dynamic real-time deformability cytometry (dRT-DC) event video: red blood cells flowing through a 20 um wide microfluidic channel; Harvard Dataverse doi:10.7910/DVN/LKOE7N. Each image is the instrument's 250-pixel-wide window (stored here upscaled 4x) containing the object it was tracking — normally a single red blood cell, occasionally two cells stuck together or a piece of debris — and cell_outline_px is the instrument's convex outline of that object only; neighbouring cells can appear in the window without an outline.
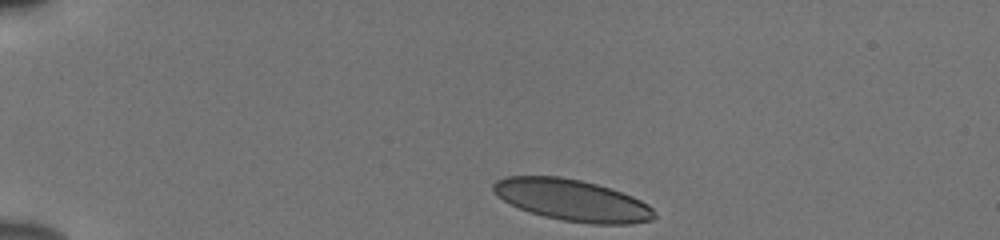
{"species": "human", "species_latin": "Homo sapiens", "temperature_condition": "cold", "stored_images_in_passage": 39, "camera_frame_rate_fps": 3000, "um_per_image_px": 0.085, "donor": {"sex": "male"}, "frame": {"image": 1, "passage_image": 1, "time_ms": 0.0, "image_size_px": [1000, 240], "cell_outline_px": [[656, 216], [652, 220], [632, 224], [592, 224], [564, 220], [544, 216], [520, 208], [504, 200], [492, 188], [492, 184], [496, 180], [504, 176], [560, 176], [580, 180], [596, 184], [632, 196], [648, 204], [656, 212]], "centroid_in_image_um": [48.67, 17.01], "position_along_channel_um": 36.3, "area_um2": 38.61}}
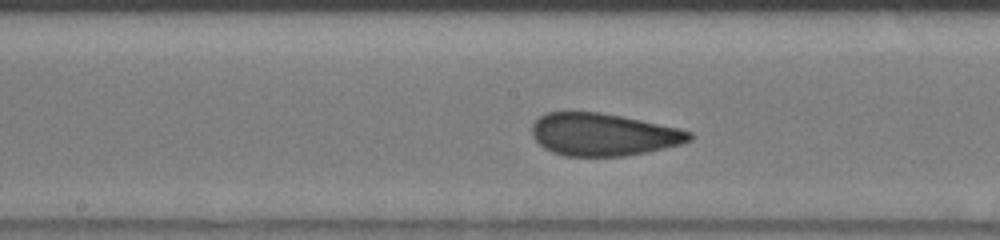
{"frame": {"image": 2, "passage_image": 19, "time_ms": 6.0, "image_size_px": [1000, 240], "cell_outline_px": [[696, 136], [692, 140], [680, 144], [648, 152], [624, 156], [564, 156], [552, 152], [544, 148], [532, 136], [532, 124], [540, 116], [548, 112], [600, 112], [680, 128], [692, 132]], "centroid_in_image_um": [51.3, 11.44], "position_along_channel_um": 196.9, "area_um2": 39.07}}
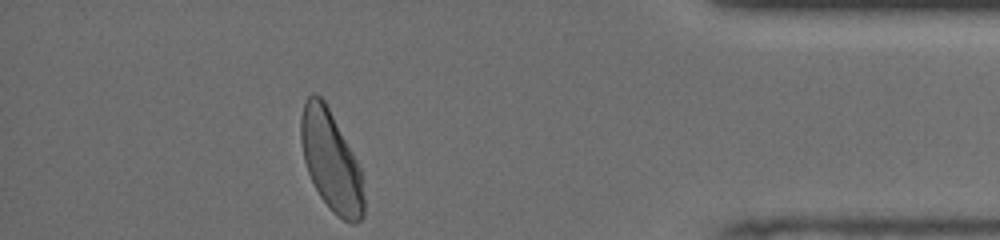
{"frame": {"image": 3, "passage_image": 38, "time_ms": 12.333, "image_size_px": [1000, 240], "cell_outline_px": [[364, 216], [360, 220], [352, 224], [344, 220], [332, 212], [320, 196], [308, 172], [304, 160], [300, 140], [300, 116], [304, 100], [312, 92], [320, 96], [324, 100], [360, 164], [364, 196]], "centroid_in_image_um": [28.14, 13.67], "position_along_channel_um": 407.1, "area_um2": 36.99}, "authors_computed_cell_mechanics": {"area_um2": 38.8416, "velocity_mm_per_s": 3.8244, "shape_relaxation_time_tau1_ms": 6.9735, "shape_relaxation_time_tau2_ms": 0.9252, "deformation_change_tau1": 0.1569, "deformation_change_tau2": 0.0825}}